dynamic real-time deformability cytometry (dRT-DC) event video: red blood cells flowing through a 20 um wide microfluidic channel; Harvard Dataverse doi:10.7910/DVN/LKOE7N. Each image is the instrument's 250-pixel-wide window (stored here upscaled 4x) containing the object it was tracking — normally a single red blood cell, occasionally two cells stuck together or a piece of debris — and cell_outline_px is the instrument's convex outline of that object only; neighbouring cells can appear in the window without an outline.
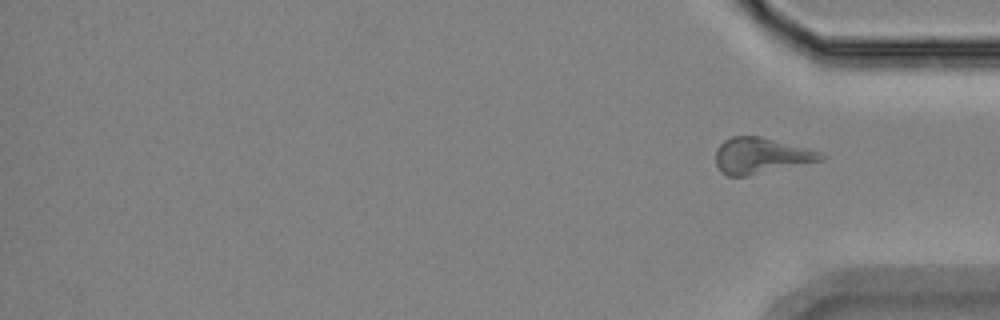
{"species": "Egyptian fruit bat (a non-hibernating species)", "species_latin": "Rousettus aegyptiacus", "temperature_condition": "room temperature", "stored_images_in_passage": 18, "segment_of_instrument_passage": [2, 2], "camera_frame_rate_fps": 3000, "um_per_image_px": 0.085, "animal": {"sex": "female"}, "frame": {"image": 1, "passage_image": 18, "time_ms": 19.333, "image_size_px": [1000, 320], "cell_outline_px": [[824, 160], [744, 176], [728, 176], [720, 172], [716, 164], [716, 148], [724, 140], [732, 136], [760, 136], [820, 152], [824, 156]], "centroid_in_image_um": [64.62, 13.23], "position_along_channel_um": 370.6, "area_um2": 21.68}}